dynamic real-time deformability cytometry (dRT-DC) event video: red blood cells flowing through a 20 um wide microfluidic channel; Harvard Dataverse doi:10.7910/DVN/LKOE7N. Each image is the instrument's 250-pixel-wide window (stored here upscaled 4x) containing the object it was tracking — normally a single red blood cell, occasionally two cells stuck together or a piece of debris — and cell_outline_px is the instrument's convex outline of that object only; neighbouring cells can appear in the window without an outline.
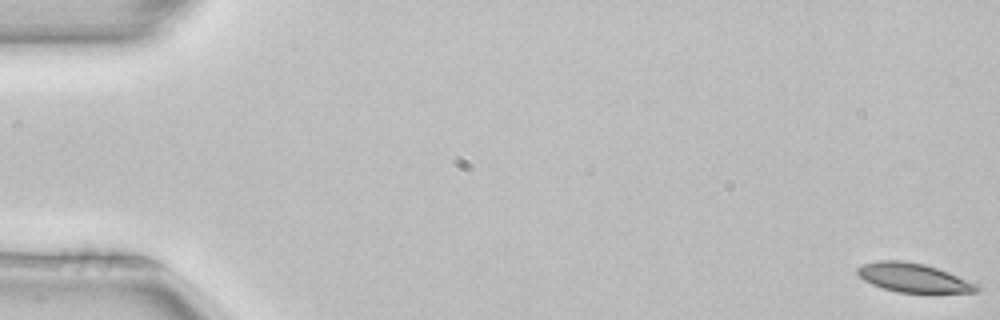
{"species": "common noctule bat (a hibernating species)", "species_latin": "Nyctalus noctula", "temperature_condition": "room temperature", "stored_images_in_passage": 16, "camera_frame_rate_fps": 3000, "um_per_image_px": 0.085, "animal": {"sex": "female", "body_mass_g": 22.7, "forearm_length_mm": 54.2}, "frame": {"image": 1, "passage_image": 1, "time_ms": 0.0, "image_size_px": [1000, 320], "cell_outline_px": [[980, 288], [976, 292], [896, 292], [872, 284], [864, 280], [856, 272], [856, 268], [864, 264], [876, 260], [900, 260], [924, 264], [948, 272], [980, 284]], "centroid_in_image_um": [77.64, 23.6], "position_along_channel_um": 7.4, "area_um2": 20.0}}
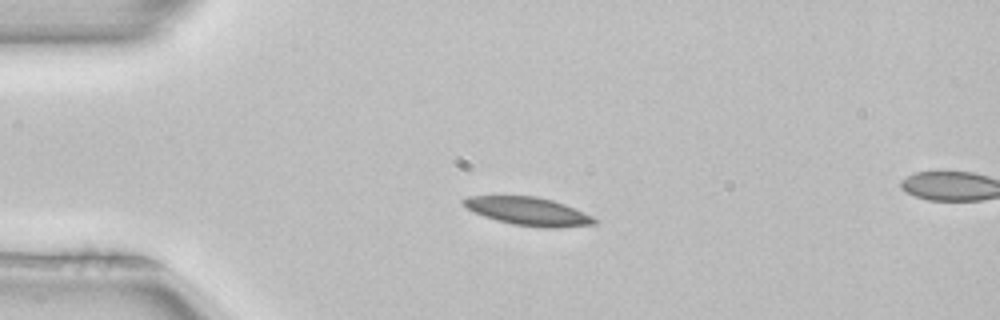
{"frame": {"image": 2, "passage_image": 13, "time_ms": 4.0, "image_size_px": [1000, 320], "cell_outline_px": [[596, 224], [556, 228], [540, 228], [512, 224], [496, 220], [484, 216], [468, 208], [460, 200], [468, 196], [536, 196], [552, 200], [564, 204], [592, 216], [596, 220]], "centroid_in_image_um": [44.9, 17.97], "position_along_channel_um": 40.1, "area_um2": 21.33}}